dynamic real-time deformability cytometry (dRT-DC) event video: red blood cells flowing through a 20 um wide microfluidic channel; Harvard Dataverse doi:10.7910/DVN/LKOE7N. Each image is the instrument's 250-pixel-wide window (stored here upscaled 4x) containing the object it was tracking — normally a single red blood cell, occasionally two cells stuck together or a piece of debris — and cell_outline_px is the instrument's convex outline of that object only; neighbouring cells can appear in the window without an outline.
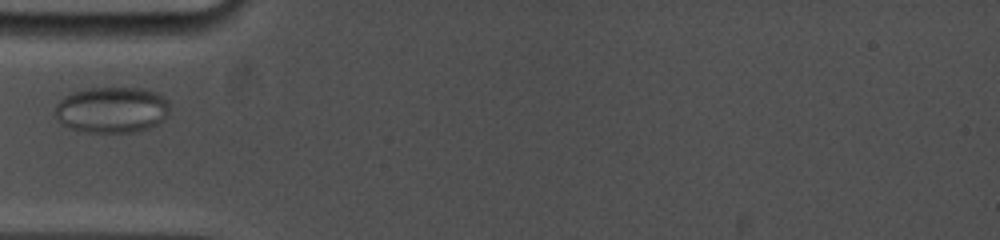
{"species": "common noctule bat (a hibernating species)", "species_latin": "Nyctalus noctula", "temperature_condition": "cold", "stored_images_in_passage": 22, "camera_frame_rate_fps": 5000, "um_per_image_px": 0.085, "animal": {"sex": "female", "body_mass_g": 19.0, "forearm_length_mm": 53.3}, "frame": {"image": 1, "passage_image": 2, "time_ms": 0.6, "image_size_px": [1000, 240], "cell_outline_px": [[168, 112], [164, 120], [160, 124], [148, 128], [132, 132], [88, 132], [72, 128], [60, 124], [56, 116], [56, 104], [60, 100], [72, 92], [88, 88], [140, 88], [156, 92], [168, 100]], "centroid_in_image_um": [9.52, 9.33], "position_along_channel_um": 75.5, "area_um2": 30.75}}
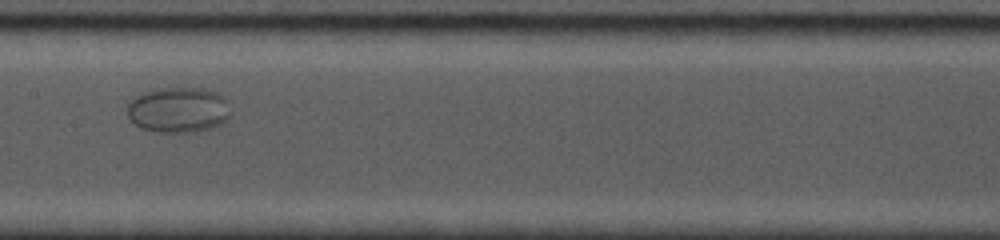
{"frame": {"image": 2, "passage_image": 7, "time_ms": 4.2, "image_size_px": [1000, 240], "cell_outline_px": [[228, 120], [212, 128], [192, 132], [156, 132], [140, 128], [128, 116], [128, 104], [136, 96], [160, 88], [204, 88], [220, 92], [228, 100]], "centroid_in_image_um": [15.21, 9.34], "position_along_channel_um": 192.2, "area_um2": 27.4}}
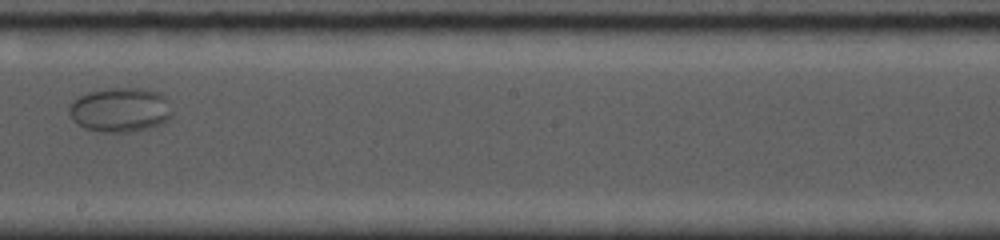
{"frame": {"image": 3, "passage_image": 9, "time_ms": 5.6, "image_size_px": [1000, 240], "cell_outline_px": [[172, 116], [168, 120], [160, 124], [148, 128], [132, 132], [104, 132], [84, 128], [76, 124], [72, 120], [68, 112], [68, 108], [80, 96], [88, 92], [104, 88], [140, 88], [160, 92], [164, 96], [172, 112]], "centroid_in_image_um": [10.21, 9.34], "position_along_channel_um": 238.0, "area_um2": 26.76}}